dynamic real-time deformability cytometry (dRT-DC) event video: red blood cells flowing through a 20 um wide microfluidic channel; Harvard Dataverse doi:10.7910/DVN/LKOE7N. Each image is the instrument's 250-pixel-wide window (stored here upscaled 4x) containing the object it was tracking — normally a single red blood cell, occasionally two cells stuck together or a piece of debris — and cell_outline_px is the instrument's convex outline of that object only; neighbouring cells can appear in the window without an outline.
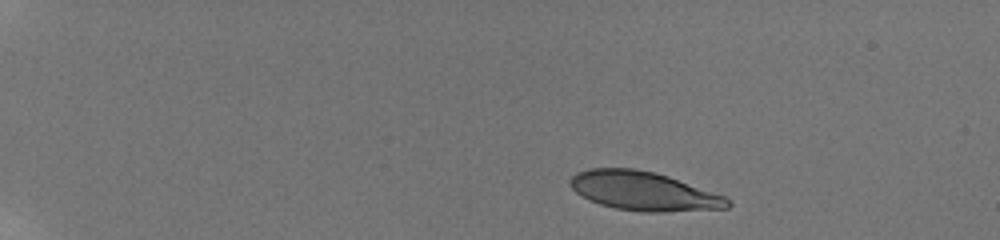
{"species": "human", "species_latin": "Homo sapiens", "temperature_condition": "room temperature", "stored_images_in_passage": 47, "camera_frame_rate_fps": 3000, "um_per_image_px": 0.085, "donor": {"sex": "male"}, "frame": {"image": 1, "passage_image": 1, "time_ms": 0.0, "image_size_px": [1000, 240], "cell_outline_px": [[732, 204], [728, 208], [664, 212], [644, 212], [616, 208], [600, 204], [588, 200], [576, 192], [572, 188], [568, 180], [576, 172], [588, 168], [636, 168], [656, 172], [668, 176], [724, 196]], "centroid_in_image_um": [54.67, 16.23], "position_along_channel_um": 30.3, "area_um2": 35.66}}
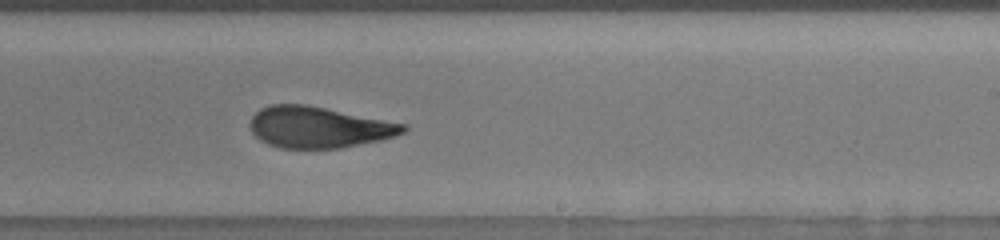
{"frame": {"image": 2, "passage_image": 29, "time_ms": 9.333, "image_size_px": [1000, 240], "cell_outline_px": [[408, 128], [404, 132], [396, 136], [380, 140], [340, 148], [280, 148], [268, 144], [260, 140], [252, 132], [252, 116], [260, 108], [268, 104], [304, 104], [408, 124]], "centroid_in_image_um": [27.11, 10.81], "position_along_channel_um": 261.9, "area_um2": 36.65}}
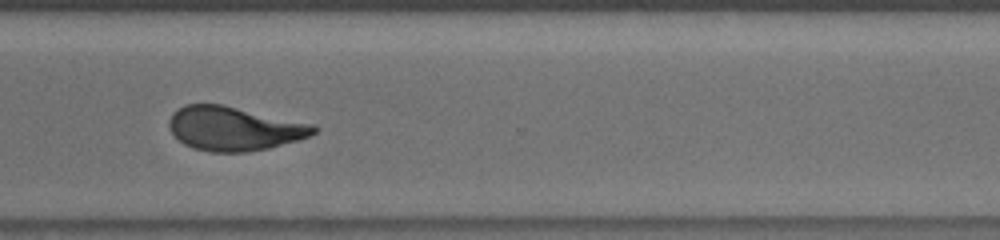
{"frame": {"image": 3, "passage_image": 36, "time_ms": 11.667, "image_size_px": [1000, 240], "cell_outline_px": [[320, 128], [316, 132], [308, 136], [296, 140], [268, 148], [248, 152], [208, 152], [192, 148], [184, 144], [172, 132], [168, 124], [168, 120], [172, 112], [176, 108], [184, 104], [220, 104], [316, 124]], "centroid_in_image_um": [19.88, 10.92], "position_along_channel_um": 350.7, "area_um2": 37.22}, "authors_computed_cell_mechanics": {"area_um2": 36.992, "velocity_mm_per_s": 3.8082, "shape_relaxation_time_tau1_ms": 6.6103, "shape_relaxation_time_tau2_ms": 1.6338, "deformation_change_tau1": 0.2139, "deformation_change_tau2": 0.0885}}